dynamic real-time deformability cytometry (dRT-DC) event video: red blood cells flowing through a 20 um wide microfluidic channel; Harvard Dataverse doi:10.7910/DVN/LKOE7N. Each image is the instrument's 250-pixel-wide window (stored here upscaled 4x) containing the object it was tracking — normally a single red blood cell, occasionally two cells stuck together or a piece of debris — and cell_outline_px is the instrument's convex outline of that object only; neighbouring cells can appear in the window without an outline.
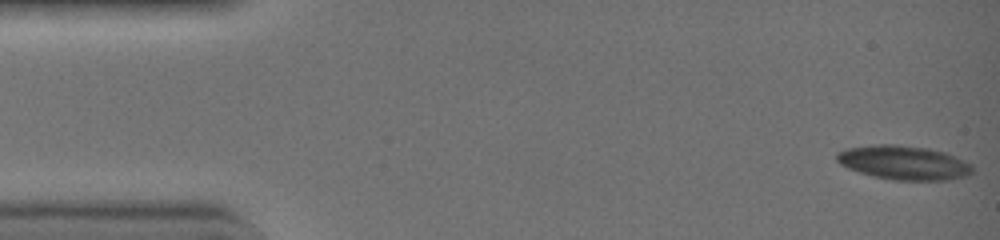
{"species": "common noctule bat (a hibernating species)", "species_latin": "Nyctalus noctula", "temperature_condition": "warm", "stored_images_in_passage": 43, "camera_frame_rate_fps": 3000, "um_per_image_px": 0.085, "animal": {"sex": "female", "body_mass_g": 19.0, "forearm_length_mm": 51.5}, "frame": {"image": 1, "passage_image": 1, "time_ms": 0.0, "image_size_px": [1000, 240], "cell_outline_px": [[972, 168], [968, 172], [960, 176], [940, 180], [896, 180], [876, 176], [860, 172], [836, 160], [836, 156], [840, 152], [852, 148], [884, 144], [924, 148], [944, 152], [968, 164]], "centroid_in_image_um": [76.78, 13.83], "position_along_channel_um": 8.2, "area_um2": 25.26}}
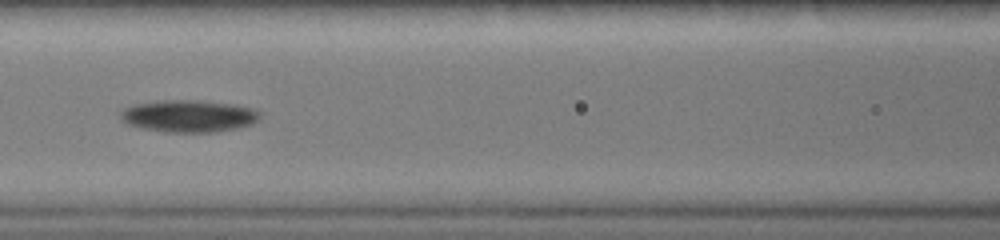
{"frame": {"image": 2, "passage_image": 19, "time_ms": 6.0, "image_size_px": [1000, 240], "cell_outline_px": [[256, 120], [248, 124], [212, 132], [164, 132], [144, 128], [132, 124], [124, 120], [124, 112], [128, 108], [136, 104], [164, 100], [172, 100], [224, 104], [248, 108], [256, 112]], "centroid_in_image_um": [15.97, 9.88], "position_along_channel_um": 150.6, "area_um2": 24.1}}
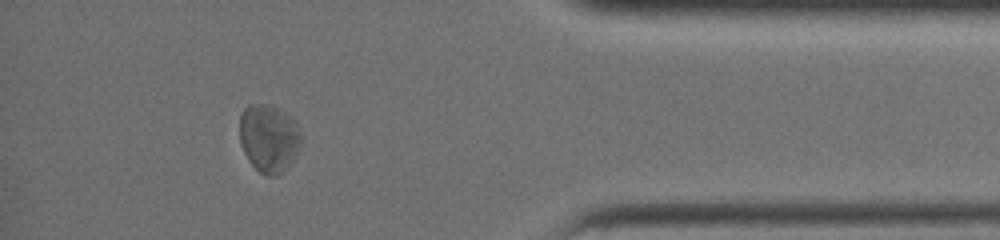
{"frame": {"image": 3, "passage_image": 38, "time_ms": 12.333, "image_size_px": [1000, 240], "cell_outline_px": [[300, 144], [292, 156], [280, 172], [276, 176], [268, 176], [260, 172], [252, 164], [244, 152], [240, 144], [240, 116], [244, 108], [248, 104], [260, 104], [280, 108], [292, 120], [300, 136]], "centroid_in_image_um": [22.77, 11.71], "position_along_channel_um": 412.4, "area_um2": 23.35}, "authors_computed_cell_mechanics": {"area_um2": 23.0044, "velocity_mm_per_s": 4.4947, "shape_relaxation_time_tau1_ms": 0.8851, "shape_relaxation_time_tau2_ms": null, "deformation_change_tau1": 0.101, "deformation_change_tau2": null}}